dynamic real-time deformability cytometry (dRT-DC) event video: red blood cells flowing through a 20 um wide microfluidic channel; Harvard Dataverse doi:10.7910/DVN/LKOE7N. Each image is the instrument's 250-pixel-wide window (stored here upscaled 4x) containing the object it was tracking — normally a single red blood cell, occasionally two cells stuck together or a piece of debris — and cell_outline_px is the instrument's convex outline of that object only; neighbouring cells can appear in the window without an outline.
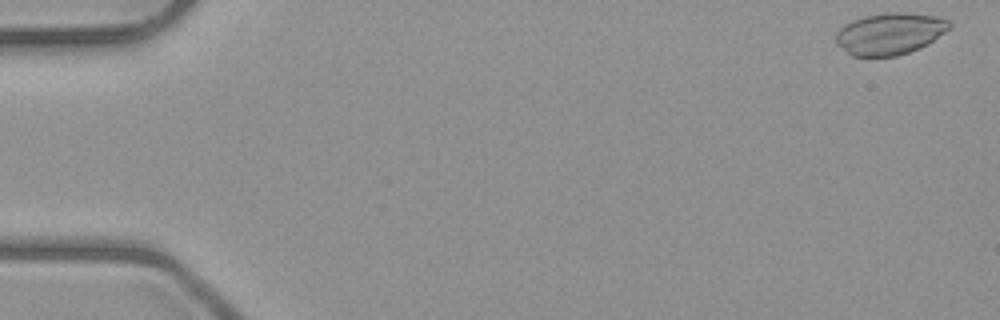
{"species": "common noctule bat (a hibernating species)", "species_latin": "Nyctalus noctula", "temperature_condition": "room temperature", "stored_images_in_passage": 6, "camera_frame_rate_fps": 3000, "um_per_image_px": 0.085, "animal": {"sex": "male", "body_mass_g": 23.1, "forearm_length_mm": 52.7}, "frame": {"image": 1, "passage_image": 1, "time_ms": 0.0, "image_size_px": [1000, 320], "cell_outline_px": [[952, 24], [944, 32], [928, 44], [920, 48], [896, 56], [852, 56], [836, 44], [836, 32], [844, 24], [852, 20], [864, 16], [888, 12], [896, 12], [936, 16], [948, 20]], "centroid_in_image_um": [75.6, 2.86], "position_along_channel_um": 9.4, "area_um2": 27.46}}
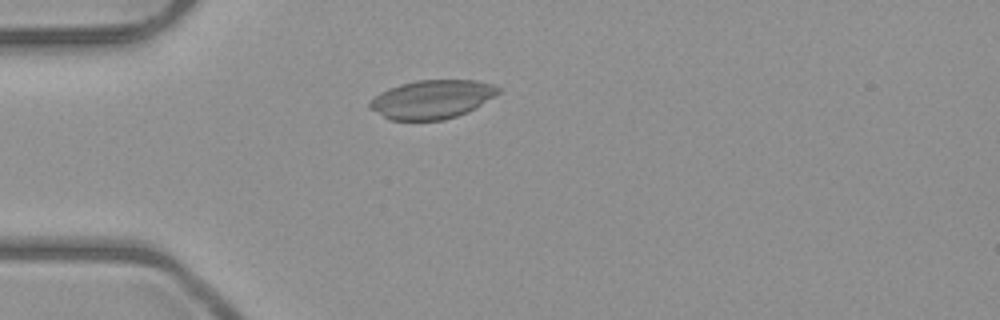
{"frame": {"image": 2, "passage_image": 4, "time_ms": 4.333, "image_size_px": [1000, 320], "cell_outline_px": [[500, 92], [476, 108], [468, 112], [444, 120], [392, 120], [368, 108], [368, 104], [380, 92], [388, 88], [400, 84], [416, 80], [476, 80], [492, 84], [500, 88]], "centroid_in_image_um": [36.73, 8.44], "position_along_channel_um": 48.3, "area_um2": 28.9}}